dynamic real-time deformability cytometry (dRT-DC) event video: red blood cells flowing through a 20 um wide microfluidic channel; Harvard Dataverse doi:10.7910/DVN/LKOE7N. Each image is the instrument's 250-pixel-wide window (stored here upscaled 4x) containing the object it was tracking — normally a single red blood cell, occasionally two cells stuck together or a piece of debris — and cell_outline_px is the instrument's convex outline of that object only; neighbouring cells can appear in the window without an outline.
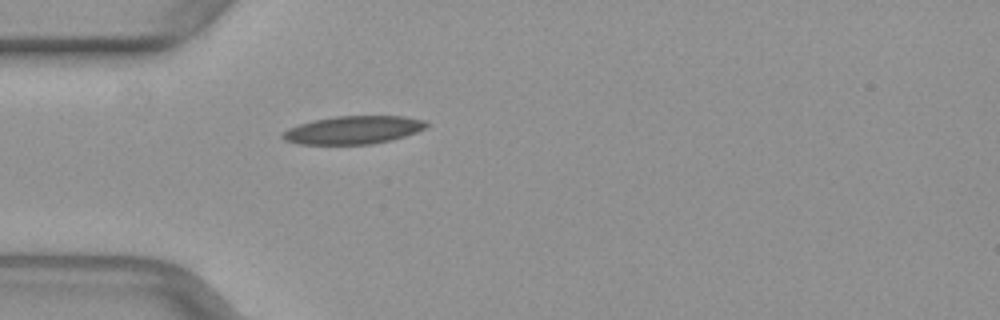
{"species": "common noctule bat (a hibernating species)", "species_latin": "Nyctalus noctula", "temperature_condition": "warm", "stored_images_in_passage": 31, "camera_frame_rate_fps": 3000, "um_per_image_px": 0.085, "animal": {"sex": "female", "body_mass_g": 29.2, "forearm_length_mm": 56.3}, "frame": {"image": 1, "passage_image": 1, "time_ms": 0.0, "image_size_px": [1000, 320], "cell_outline_px": [[432, 124], [428, 128], [404, 136], [372, 144], [300, 144], [284, 140], [280, 136], [288, 128], [312, 120], [336, 116], [404, 116], [428, 120]], "centroid_in_image_um": [30.09, 11.03], "position_along_channel_um": 54.9, "area_um2": 23.64}}
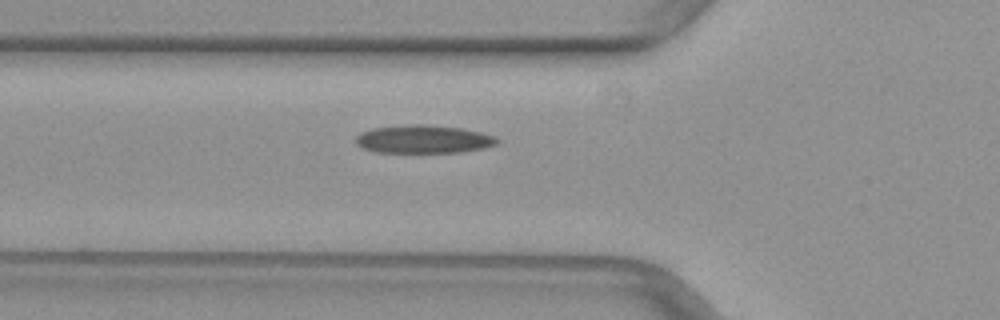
{"frame": {"image": 2, "passage_image": 4, "time_ms": 1.0, "image_size_px": [1000, 320], "cell_outline_px": [[500, 140], [496, 144], [484, 148], [460, 152], [376, 152], [364, 148], [356, 144], [356, 136], [360, 132], [372, 128], [408, 124], [424, 124], [460, 128], [480, 132], [496, 136]], "centroid_in_image_um": [35.99, 11.82], "position_along_channel_um": 89.8, "area_um2": 23.18}}
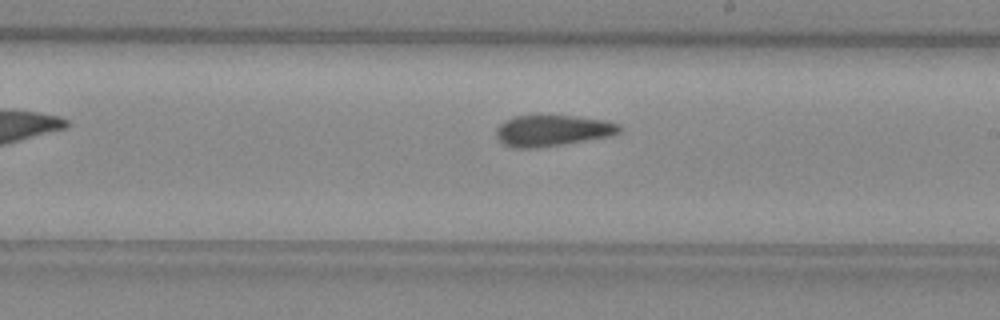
{"frame": {"image": 3, "passage_image": 15, "time_ms": 4.667, "image_size_px": [1000, 320], "cell_outline_px": [[620, 132], [612, 136], [540, 148], [516, 148], [504, 144], [496, 136], [496, 128], [504, 120], [516, 116], [572, 116], [604, 120], [620, 124]], "centroid_in_image_um": [46.96, 11.11], "position_along_channel_um": 242.0, "area_um2": 22.31}}